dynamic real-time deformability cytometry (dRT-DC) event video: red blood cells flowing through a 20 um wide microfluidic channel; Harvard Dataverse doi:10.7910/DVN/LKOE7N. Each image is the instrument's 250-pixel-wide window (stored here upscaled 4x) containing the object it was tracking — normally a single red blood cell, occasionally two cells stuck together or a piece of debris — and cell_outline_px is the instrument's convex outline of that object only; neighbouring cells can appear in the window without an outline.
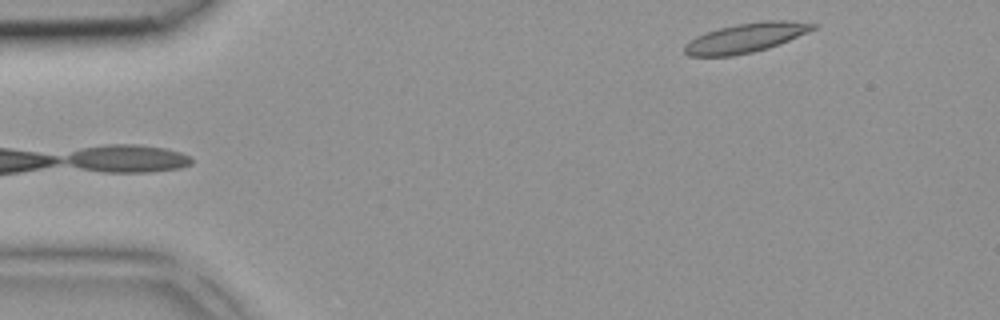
{"species": "common noctule bat (a hibernating species)", "species_latin": "Nyctalus noctula", "temperature_condition": "room temperature", "stored_images_in_passage": 4, "segment_of_instrument_passage": [1, 2], "camera_frame_rate_fps": 3000, "um_per_image_px": 0.085, "animal": {"sex": "female", "body_mass_g": 18.4}, "frame": {"image": 1, "passage_image": 1, "time_ms": 0.0, "image_size_px": [1000, 320], "cell_outline_px": [[816, 28], [780, 44], [768, 48], [752, 52], [732, 56], [688, 56], [684, 52], [684, 44], [708, 32], [720, 28], [736, 24], [764, 20], [784, 20], [816, 24]], "centroid_in_image_um": [63.4, 3.22], "position_along_channel_um": 21.6, "area_um2": 21.68}}
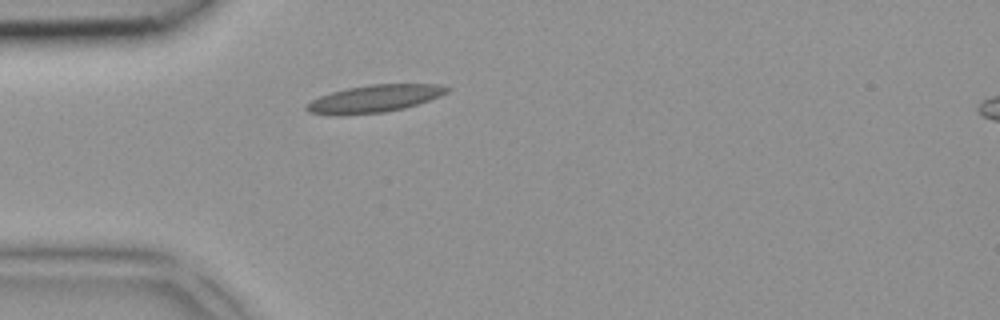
{"frame": {"image": 2, "passage_image": 3, "time_ms": 0.667, "image_size_px": [1000, 320], "cell_outline_px": [[452, 88], [448, 92], [440, 96], [404, 108], [384, 112], [308, 112], [304, 108], [304, 104], [320, 96], [344, 88], [368, 84], [440, 84]], "centroid_in_image_um": [31.92, 8.32], "position_along_channel_um": 53.1, "area_um2": 21.56}}